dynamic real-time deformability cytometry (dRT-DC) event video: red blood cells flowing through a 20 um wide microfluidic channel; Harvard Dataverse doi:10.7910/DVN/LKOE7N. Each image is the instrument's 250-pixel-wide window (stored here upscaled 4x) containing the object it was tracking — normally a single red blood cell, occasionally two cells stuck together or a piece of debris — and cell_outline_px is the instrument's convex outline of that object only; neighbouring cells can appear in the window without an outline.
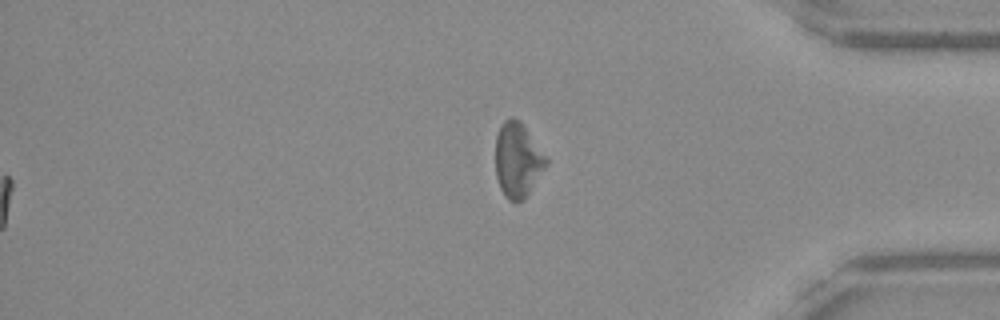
{"species": "Egyptian fruit bat (a non-hibernating species)", "species_latin": "Rousettus aegyptiacus", "temperature_condition": "warm", "stored_images_in_passage": 42, "segment_of_instrument_passage": [2, 2], "camera_frame_rate_fps": 3000, "um_per_image_px": 0.085, "frame": {"image": 1, "passage_image": 42, "time_ms": 13.667, "image_size_px": [1000, 320], "cell_outline_px": [[548, 164], [524, 200], [508, 200], [504, 196], [500, 188], [496, 176], [496, 136], [504, 120], [512, 116], [520, 120], [548, 160]], "centroid_in_image_um": [43.99, 13.6], "position_along_channel_um": 391.2, "area_um2": 21.85}}